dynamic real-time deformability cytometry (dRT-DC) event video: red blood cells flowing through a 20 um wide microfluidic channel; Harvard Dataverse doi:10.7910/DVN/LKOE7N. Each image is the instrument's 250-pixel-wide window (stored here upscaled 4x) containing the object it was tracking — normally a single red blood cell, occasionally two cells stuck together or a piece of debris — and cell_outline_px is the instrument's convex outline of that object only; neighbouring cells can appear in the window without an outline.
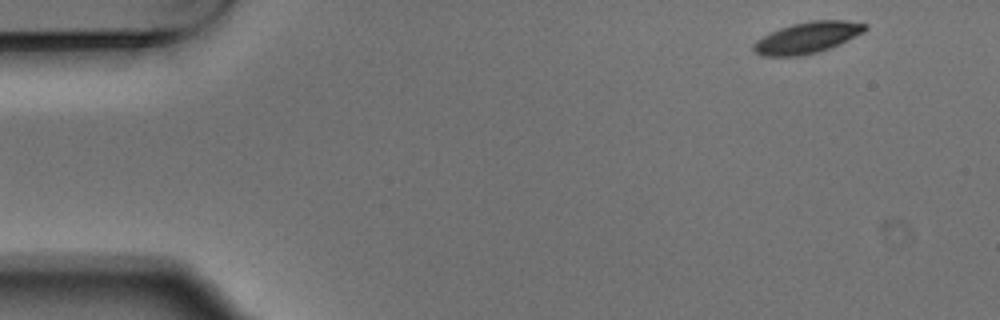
{"species": "Egyptian fruit bat (a non-hibernating species)", "species_latin": "Rousettus aegyptiacus", "temperature_condition": "warm", "stored_images_in_passage": 4, "camera_frame_rate_fps": 3000, "um_per_image_px": 0.085, "animal": {"sex": "male"}, "frame": {"image": 1, "passage_image": 1, "time_ms": 0.0, "image_size_px": [1000, 320], "cell_outline_px": [[868, 28], [864, 32], [840, 44], [820, 52], [804, 56], [764, 56], [756, 52], [752, 48], [752, 44], [756, 40], [780, 28], [792, 24], [812, 20], [848, 20], [868, 24]], "centroid_in_image_um": [68.66, 3.2], "position_along_channel_um": 16.3, "area_um2": 20.46}}
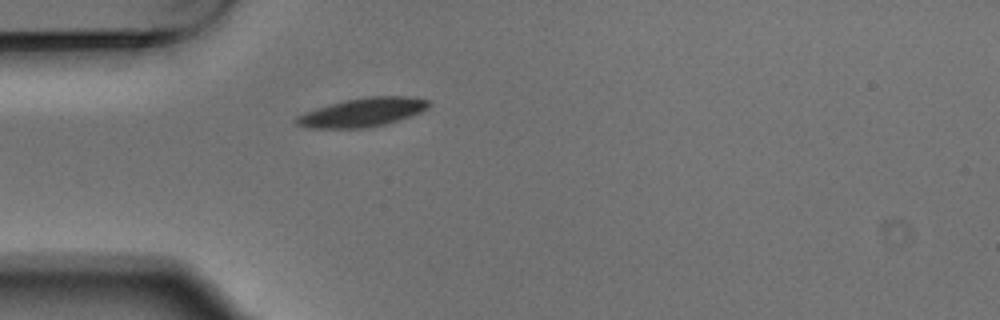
{"frame": {"image": 2, "passage_image": 4, "time_ms": 1.0, "image_size_px": [1000, 320], "cell_outline_px": [[432, 104], [428, 108], [420, 112], [384, 124], [364, 128], [304, 128], [296, 124], [292, 120], [296, 116], [304, 112], [328, 104], [344, 100], [368, 96], [416, 96], [428, 100]], "centroid_in_image_um": [30.77, 9.53], "position_along_channel_um": 54.2, "area_um2": 22.37}}